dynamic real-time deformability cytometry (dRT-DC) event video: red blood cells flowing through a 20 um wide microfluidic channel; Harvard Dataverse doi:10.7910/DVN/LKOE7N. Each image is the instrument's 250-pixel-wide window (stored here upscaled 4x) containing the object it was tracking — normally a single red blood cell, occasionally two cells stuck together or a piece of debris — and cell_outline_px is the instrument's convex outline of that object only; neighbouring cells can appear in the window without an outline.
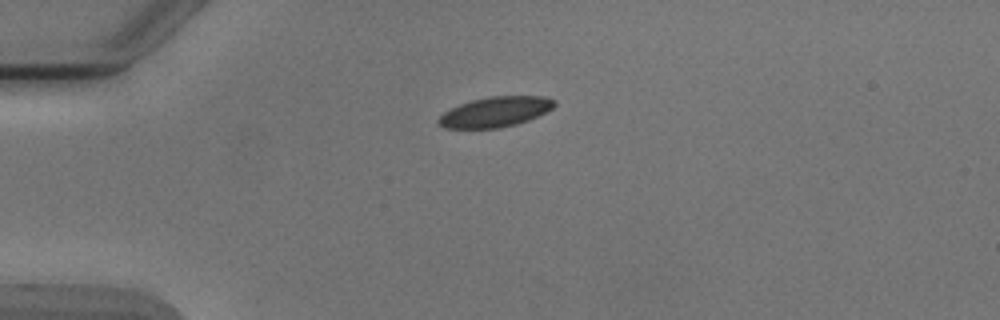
{"species": "Egyptian fruit bat (a non-hibernating species)", "species_latin": "Rousettus aegyptiacus", "temperature_condition": "cold", "stored_images_in_passage": 2, "camera_frame_rate_fps": 3000, "um_per_image_px": 0.085, "animal": {"sex": "male"}, "frame": {"image": 1, "passage_image": 1, "time_ms": 0.0, "image_size_px": [1000, 320], "cell_outline_px": [[556, 104], [552, 108], [528, 120], [516, 124], [500, 128], [444, 128], [436, 124], [436, 120], [444, 112], [460, 104], [472, 100], [488, 96], [544, 96], [556, 100]], "centroid_in_image_um": [42.07, 9.51], "position_along_channel_um": 42.9, "area_um2": 20.35}}